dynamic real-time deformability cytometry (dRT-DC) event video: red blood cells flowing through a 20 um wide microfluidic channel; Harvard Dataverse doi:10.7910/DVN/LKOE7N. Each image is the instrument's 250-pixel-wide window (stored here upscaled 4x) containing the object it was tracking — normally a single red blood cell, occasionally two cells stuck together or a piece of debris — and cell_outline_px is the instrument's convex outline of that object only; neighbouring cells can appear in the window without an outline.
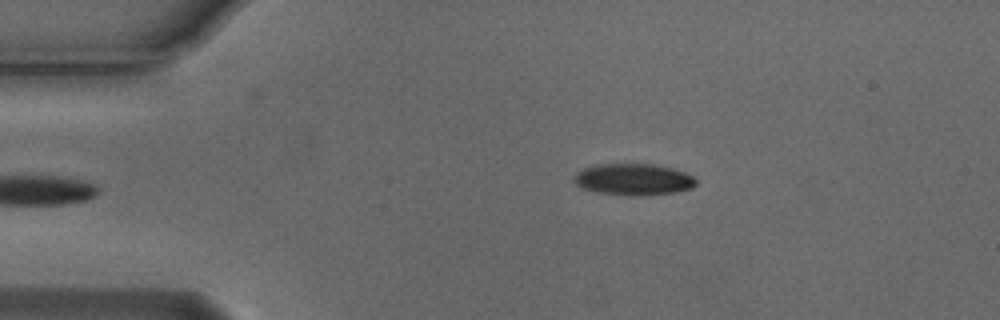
{"species": "Egyptian fruit bat (a non-hibernating species)", "species_latin": "Rousettus aegyptiacus", "temperature_condition": "cold", "stored_images_in_passage": 4, "camera_frame_rate_fps": 3000, "um_per_image_px": 0.085, "animal": {"sex": "male"}, "frame": {"image": 1, "passage_image": 4, "time_ms": 1.0, "image_size_px": [1000, 320], "cell_outline_px": [[696, 184], [692, 188], [676, 192], [636, 196], [632, 196], [596, 192], [584, 188], [576, 184], [572, 180], [572, 176], [576, 172], [584, 168], [596, 164], [652, 164], [672, 168], [684, 172], [692, 176], [696, 180]], "centroid_in_image_um": [53.81, 15.25], "position_along_channel_um": 31.2, "area_um2": 22.48}}